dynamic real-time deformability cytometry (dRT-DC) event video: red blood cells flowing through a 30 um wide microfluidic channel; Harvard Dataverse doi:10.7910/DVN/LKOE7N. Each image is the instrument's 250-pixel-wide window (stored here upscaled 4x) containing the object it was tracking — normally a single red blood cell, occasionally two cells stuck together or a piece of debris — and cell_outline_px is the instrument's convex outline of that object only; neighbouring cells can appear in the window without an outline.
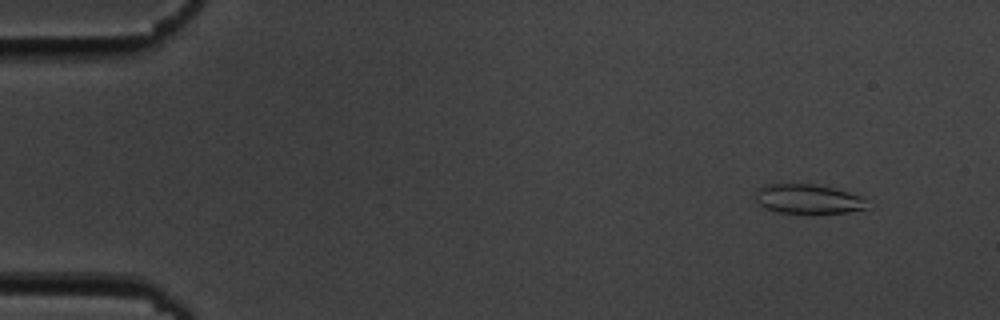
{"species": "common noctule bat (a hibernating species)", "species_latin": "Nyctalus noctula", "temperature_condition": "cold", "stored_images_in_passage": 51, "camera_frame_rate_fps": 3000, "um_per_image_px": 0.085, "animal": {"sex": "male", "body_mass_g": 19.5, "forearm_length_mm": 54.6}, "frame": {"image": 1, "passage_image": 1, "time_ms": 0.0, "image_size_px": [1000, 320], "cell_outline_px": [[864, 208], [848, 212], [812, 216], [776, 212], [764, 208], [756, 200], [756, 192], [764, 184], [812, 184], [832, 188], [864, 196]], "centroid_in_image_um": [68.65, 16.96], "position_along_channel_um": 16.3, "area_um2": 19.65}}
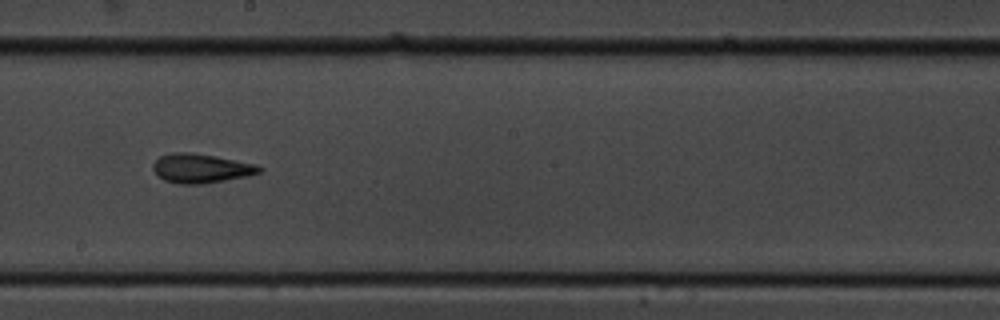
{"frame": {"image": 2, "passage_image": 27, "time_ms": 8.667, "image_size_px": [1000, 320], "cell_outline_px": [[264, 168], [260, 172], [248, 176], [204, 184], [180, 184], [164, 180], [152, 168], [152, 164], [160, 156], [172, 152], [192, 152], [216, 156], [256, 164]], "centroid_in_image_um": [17.1, 14.3], "position_along_channel_um": 231.1, "area_um2": 18.15}}
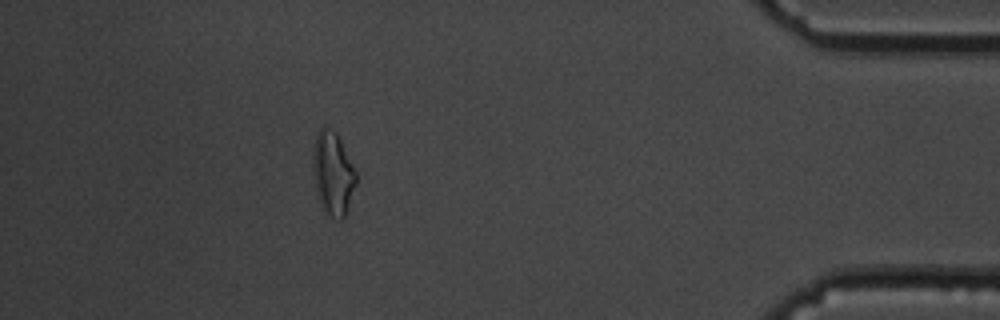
{"frame": {"image": 3, "passage_image": 45, "time_ms": 14.667, "image_size_px": [1000, 320], "cell_outline_px": [[356, 184], [344, 216], [340, 220], [332, 216], [324, 208], [316, 192], [312, 168], [312, 148], [316, 132], [324, 124], [336, 132], [356, 172]], "centroid_in_image_um": [28.26, 14.65], "position_along_channel_um": 406.9, "area_um2": 20.75}, "authors_computed_cell_mechanics": {"area_um2": 18.0914, "velocity_mm_per_s": 3.6977, "shape_relaxation_time_tau1_ms": 5.261, "shape_relaxation_time_tau2_ms": 3.8907, "deformation_change_tau1": 0.1277, "deformation_change_tau2": 0.1432}}